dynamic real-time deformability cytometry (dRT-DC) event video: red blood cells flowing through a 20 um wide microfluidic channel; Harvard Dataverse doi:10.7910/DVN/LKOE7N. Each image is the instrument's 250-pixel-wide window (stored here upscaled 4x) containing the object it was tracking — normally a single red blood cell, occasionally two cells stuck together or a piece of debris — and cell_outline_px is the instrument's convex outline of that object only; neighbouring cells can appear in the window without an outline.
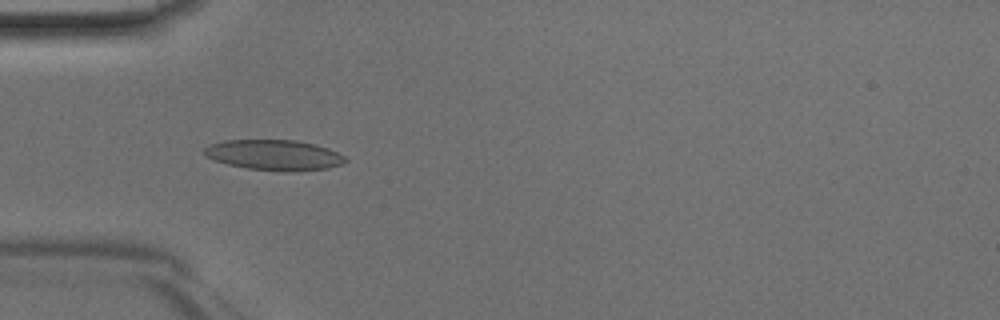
{"species": "Egyptian fruit bat (a non-hibernating species)", "species_latin": "Rousettus aegyptiacus", "temperature_condition": "room temperature", "stored_images_in_passage": 46, "camera_frame_rate_fps": 3000, "um_per_image_px": 0.085, "animal": {"sex": "male"}, "frame": {"image": 1, "passage_image": 14, "time_ms": 4.333, "image_size_px": [1000, 320], "cell_outline_px": [[348, 160], [340, 164], [328, 168], [296, 172], [284, 172], [248, 168], [228, 164], [204, 156], [204, 148], [212, 144], [224, 140], [296, 140], [316, 144], [328, 148], [344, 156]], "centroid_in_image_um": [23.32, 13.18], "position_along_channel_um": 61.7, "area_um2": 25.03}}
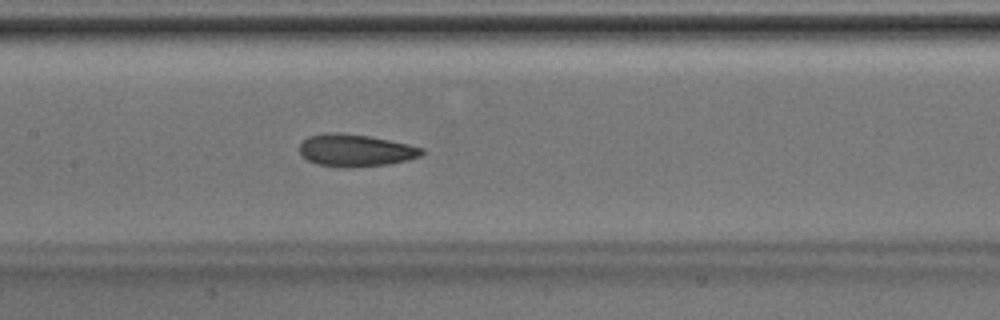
{"frame": {"image": 2, "passage_image": 22, "time_ms": 7.0, "image_size_px": [1000, 320], "cell_outline_px": [[424, 152], [420, 156], [408, 160], [388, 164], [352, 168], [340, 168], [316, 164], [300, 156], [300, 144], [308, 136], [324, 132], [340, 132], [368, 136], [408, 144], [424, 148]], "centroid_in_image_um": [30.18, 12.79], "position_along_channel_um": 177.2, "area_um2": 23.29}}
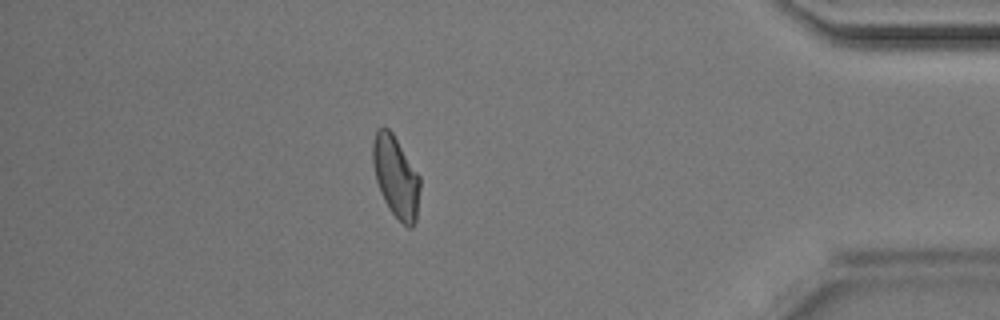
{"frame": {"image": 3, "passage_image": 40, "time_ms": 13.0, "image_size_px": [1000, 320], "cell_outline_px": [[420, 188], [416, 220], [412, 228], [408, 228], [392, 212], [384, 200], [380, 192], [376, 180], [372, 164], [372, 140], [376, 128], [388, 128], [392, 132], [420, 176]], "centroid_in_image_um": [33.63, 15.0], "position_along_channel_um": 401.6, "area_um2": 22.43}}